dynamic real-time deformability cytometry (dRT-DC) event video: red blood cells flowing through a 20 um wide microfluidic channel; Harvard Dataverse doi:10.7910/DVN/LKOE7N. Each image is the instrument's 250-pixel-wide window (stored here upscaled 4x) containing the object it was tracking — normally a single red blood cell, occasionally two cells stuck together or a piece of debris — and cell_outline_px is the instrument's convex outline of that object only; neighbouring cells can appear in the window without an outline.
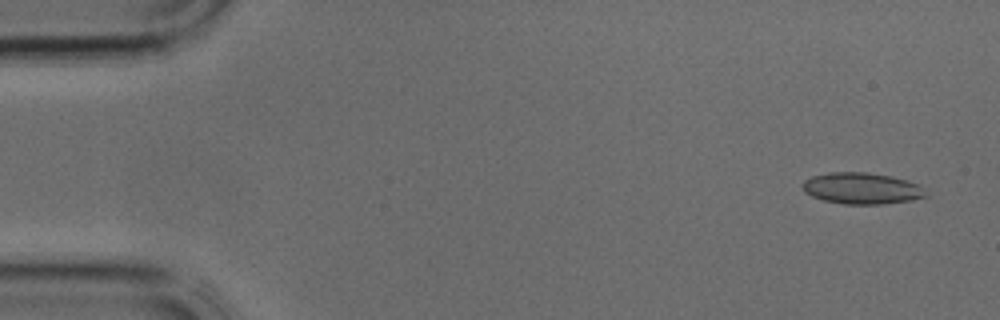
{"species": "common noctule bat (a hibernating species)", "species_latin": "Nyctalus noctula", "temperature_condition": "cold", "stored_images_in_passage": 38, "camera_frame_rate_fps": 3000, "um_per_image_px": 0.085, "animal": {"sex": "male", "body_mass_g": 17.9, "forearm_length_mm": 54.2}, "frame": {"image": 1, "passage_image": 2, "time_ms": 0.333, "image_size_px": [1000, 320], "cell_outline_px": [[932, 196], [912, 200], [880, 204], [844, 204], [824, 200], [812, 196], [804, 192], [800, 184], [804, 180], [812, 176], [832, 172], [868, 172], [892, 176], [908, 180], [920, 184]], "centroid_in_image_um": [73.31, 16.01], "position_along_channel_um": 11.7, "area_um2": 22.95}}
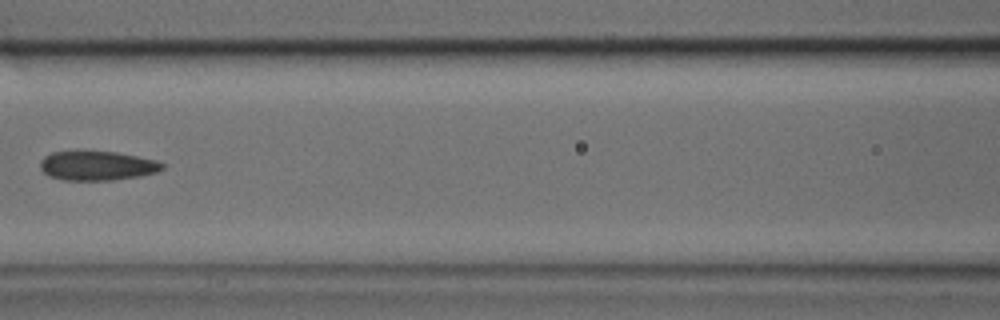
{"frame": {"image": 2, "passage_image": 17, "time_ms": 5.333, "image_size_px": [1000, 320], "cell_outline_px": [[164, 168], [156, 172], [136, 176], [112, 180], [64, 180], [48, 176], [40, 168], [40, 160], [44, 156], [52, 152], [116, 152], [156, 160], [164, 164]], "centroid_in_image_um": [8.23, 14.09], "position_along_channel_um": 158.4, "area_um2": 20.58}}
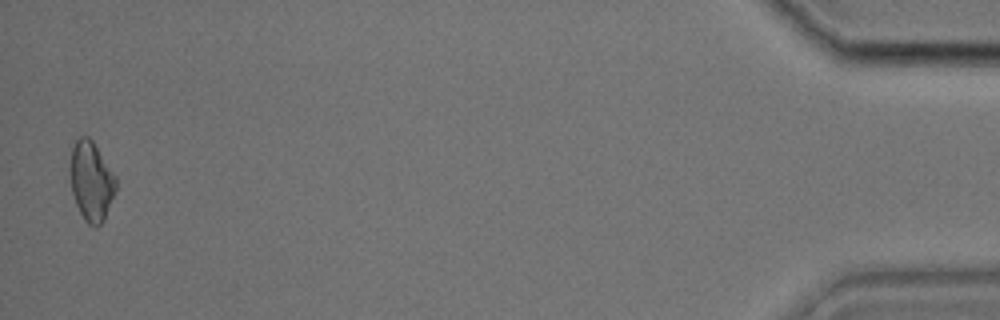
{"frame": {"image": 3, "passage_image": 38, "time_ms": 12.333, "image_size_px": [1000, 320], "cell_outline_px": [[116, 188], [104, 220], [96, 228], [92, 228], [84, 220], [76, 204], [72, 192], [68, 168], [72, 148], [76, 140], [80, 136], [88, 136], [92, 140], [116, 176]], "centroid_in_image_um": [7.73, 15.4], "position_along_channel_um": 427.5, "area_um2": 21.39}}